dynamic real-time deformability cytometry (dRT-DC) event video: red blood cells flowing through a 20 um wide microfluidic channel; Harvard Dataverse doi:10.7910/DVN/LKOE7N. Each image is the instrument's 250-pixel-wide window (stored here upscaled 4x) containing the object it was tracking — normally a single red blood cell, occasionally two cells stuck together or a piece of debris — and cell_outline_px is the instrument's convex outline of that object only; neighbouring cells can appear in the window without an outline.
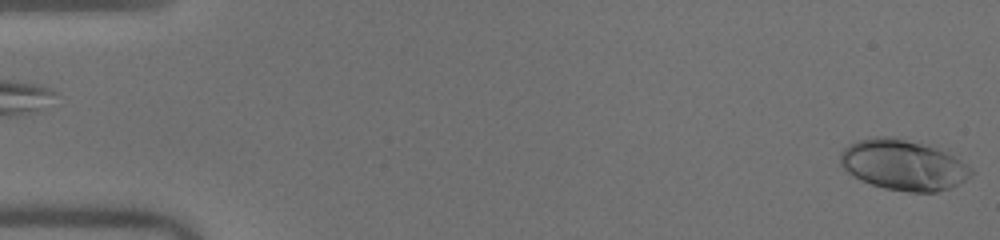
{"species": "human", "species_latin": "Homo sapiens", "temperature_condition": "warm", "stored_images_in_passage": 50, "camera_frame_rate_fps": 3000, "um_per_image_px": 0.085, "donor": {"sex": "male"}, "frame": {"image": 1, "passage_image": 1, "time_ms": 0.0, "image_size_px": [1000, 240], "cell_outline_px": [[972, 176], [948, 188], [936, 192], [908, 192], [884, 188], [860, 180], [848, 172], [840, 164], [840, 152], [844, 148], [860, 140], [880, 136], [888, 136], [920, 144], [944, 152], [960, 160], [972, 168]], "centroid_in_image_um": [76.75, 14.05], "position_along_channel_um": 8.3, "area_um2": 37.63}}
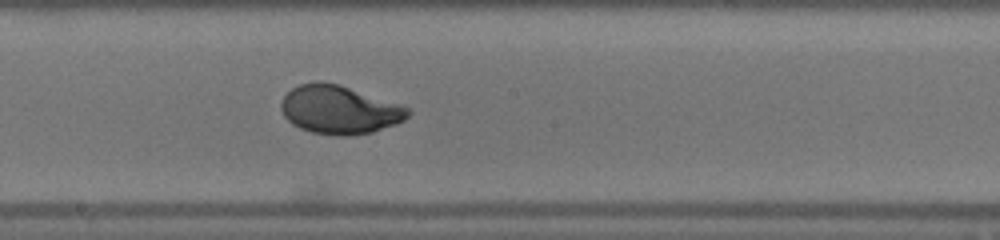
{"frame": {"image": 2, "passage_image": 28, "time_ms": 9.0, "image_size_px": [1000, 240], "cell_outline_px": [[412, 112], [404, 120], [396, 124], [372, 132], [348, 136], [336, 136], [312, 132], [300, 128], [292, 124], [284, 116], [280, 108], [280, 104], [284, 96], [292, 88], [300, 84], [316, 80], [320, 80], [340, 84], [400, 104], [408, 108]], "centroid_in_image_um": [28.84, 9.32], "position_along_channel_um": 219.4, "area_um2": 36.07}}
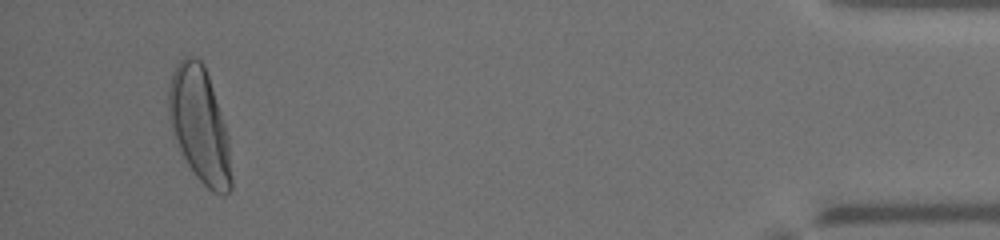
{"frame": {"image": 3, "passage_image": 48, "time_ms": 15.667, "image_size_px": [1000, 240], "cell_outline_px": [[232, 188], [224, 196], [212, 192], [196, 176], [188, 164], [176, 140], [168, 120], [168, 88], [172, 72], [176, 64], [184, 56], [196, 56], [204, 64], [228, 136], [232, 180]], "centroid_in_image_um": [16.95, 10.62], "position_along_channel_um": 418.2, "area_um2": 41.73}, "authors_computed_cell_mechanics": {"area_um2": 35.6915, "velocity_mm_per_s": 4.0698, "shape_relaxation_time_tau1_ms": 3.5013, "shape_relaxation_time_tau2_ms": null, "deformation_change_tau1": 0.19, "deformation_change_tau2": null}}